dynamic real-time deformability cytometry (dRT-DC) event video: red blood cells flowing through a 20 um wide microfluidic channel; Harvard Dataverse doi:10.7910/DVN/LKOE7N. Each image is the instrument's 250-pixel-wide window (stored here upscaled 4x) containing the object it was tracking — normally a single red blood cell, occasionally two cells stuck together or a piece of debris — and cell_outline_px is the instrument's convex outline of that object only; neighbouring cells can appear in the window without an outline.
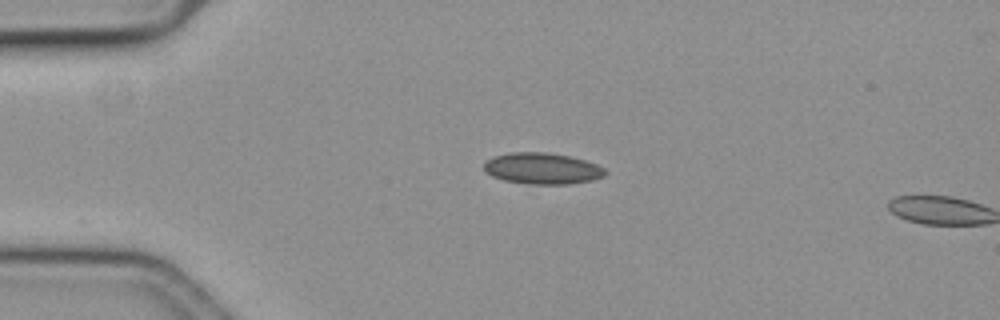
{"species": "common noctule bat (a hibernating species)", "species_latin": "Nyctalus noctula", "temperature_condition": "cold", "stored_images_in_passage": 3, "camera_frame_rate_fps": 3000, "um_per_image_px": 0.085, "animal": {"sex": "female", "body_mass_g": 19.3, "forearm_length_mm": 54.1}, "frame": {"image": 1, "passage_image": 1, "time_ms": 0.0, "image_size_px": [1000, 320], "cell_outline_px": [[608, 172], [604, 176], [592, 180], [568, 184], [528, 184], [504, 180], [492, 176], [484, 172], [484, 164], [492, 156], [512, 152], [548, 152], [568, 156], [584, 160], [596, 164], [604, 168]], "centroid_in_image_um": [46.08, 14.32], "position_along_channel_um": 38.9, "area_um2": 22.14}}